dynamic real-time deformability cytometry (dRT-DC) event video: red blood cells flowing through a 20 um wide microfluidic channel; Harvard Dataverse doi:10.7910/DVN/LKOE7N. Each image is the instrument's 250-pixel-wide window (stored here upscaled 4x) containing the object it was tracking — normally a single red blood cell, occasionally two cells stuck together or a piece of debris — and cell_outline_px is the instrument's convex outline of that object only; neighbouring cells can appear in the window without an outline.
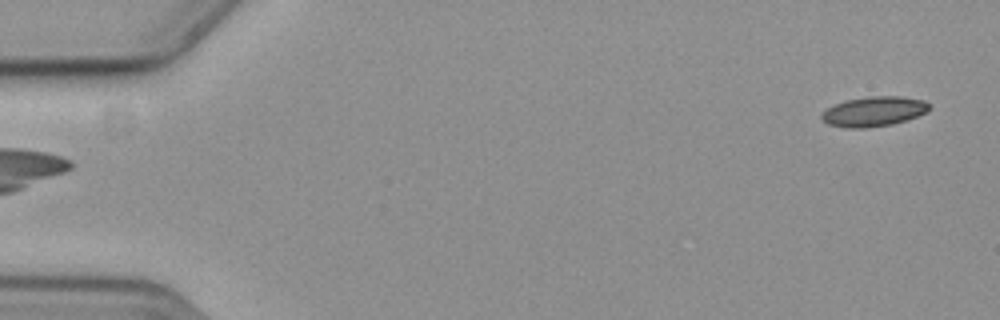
{"species": "common noctule bat (a hibernating species)", "species_latin": "Nyctalus noctula", "temperature_condition": "cold", "stored_images_in_passage": 9, "camera_frame_rate_fps": 3000, "um_per_image_px": 0.085, "animal": {"sex": "female", "body_mass_g": 19.3, "forearm_length_mm": 54.1}, "frame": {"image": 1, "passage_image": 1, "time_ms": 0.0, "image_size_px": [1000, 320], "cell_outline_px": [[928, 112], [892, 124], [864, 128], [844, 128], [828, 124], [820, 116], [828, 108], [836, 104], [848, 100], [868, 96], [900, 96], [924, 100], [928, 104]], "centroid_in_image_um": [74.27, 9.47], "position_along_channel_um": 10.7, "area_um2": 18.44}}